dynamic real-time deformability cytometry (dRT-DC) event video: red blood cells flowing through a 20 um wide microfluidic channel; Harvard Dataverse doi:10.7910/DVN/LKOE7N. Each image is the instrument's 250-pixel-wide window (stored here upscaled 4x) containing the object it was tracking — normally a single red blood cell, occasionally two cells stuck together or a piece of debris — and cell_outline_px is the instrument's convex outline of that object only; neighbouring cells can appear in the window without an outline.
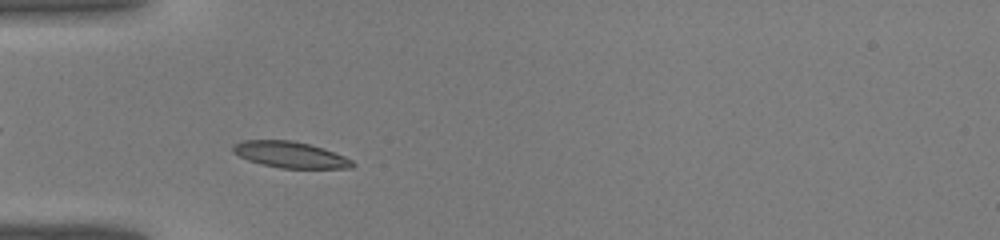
{"species": "common noctule bat (a hibernating species)", "species_latin": "Nyctalus noctula", "temperature_condition": "warm", "stored_images_in_passage": 34, "camera_frame_rate_fps": 3000, "um_per_image_px": 0.085, "animal": {"sex": "male", "body_mass_g": 19.0, "forearm_length_mm": 50.8}, "frame": {"image": 1, "passage_image": 5, "time_ms": 1.333, "image_size_px": [1000, 240], "cell_outline_px": [[356, 164], [352, 168], [280, 168], [260, 164], [248, 160], [232, 152], [232, 144], [244, 140], [292, 140], [324, 148], [344, 156], [352, 160]], "centroid_in_image_um": [24.66, 13.15], "position_along_channel_um": 60.3, "area_um2": 18.32}}
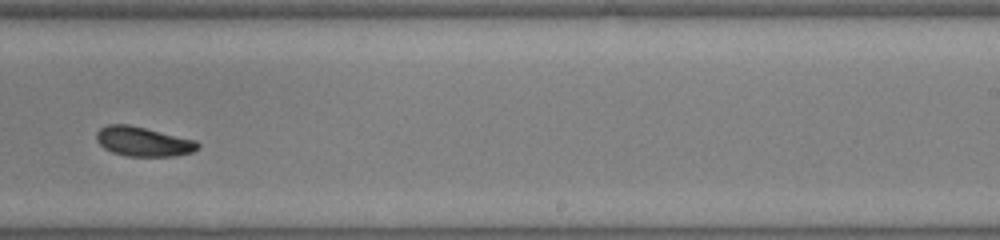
{"frame": {"image": 2, "passage_image": 19, "time_ms": 6.0, "image_size_px": [1000, 240], "cell_outline_px": [[200, 148], [192, 152], [176, 156], [124, 156], [112, 152], [104, 148], [96, 140], [96, 132], [100, 128], [108, 124], [128, 124], [196, 140], [200, 144]], "centroid_in_image_um": [12.17, 12.04], "position_along_channel_um": 276.8, "area_um2": 17.51}}
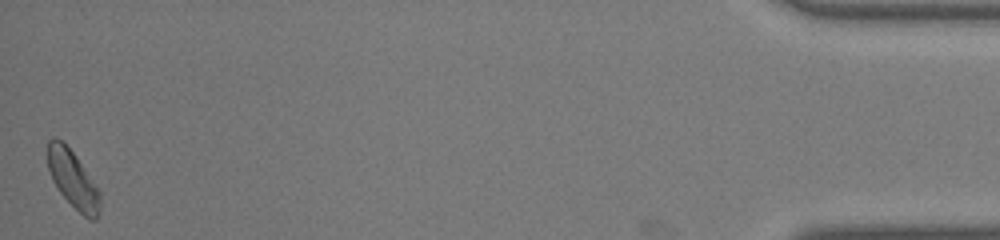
{"frame": {"image": 3, "passage_image": 34, "time_ms": 11.0, "image_size_px": [1000, 240], "cell_outline_px": [[100, 212], [96, 220], [88, 220], [60, 192], [52, 180], [48, 168], [48, 140], [52, 136], [56, 136], [76, 156], [100, 192]], "centroid_in_image_um": [6.2, 15.25], "position_along_channel_um": 429.0, "area_um2": 17.22}}